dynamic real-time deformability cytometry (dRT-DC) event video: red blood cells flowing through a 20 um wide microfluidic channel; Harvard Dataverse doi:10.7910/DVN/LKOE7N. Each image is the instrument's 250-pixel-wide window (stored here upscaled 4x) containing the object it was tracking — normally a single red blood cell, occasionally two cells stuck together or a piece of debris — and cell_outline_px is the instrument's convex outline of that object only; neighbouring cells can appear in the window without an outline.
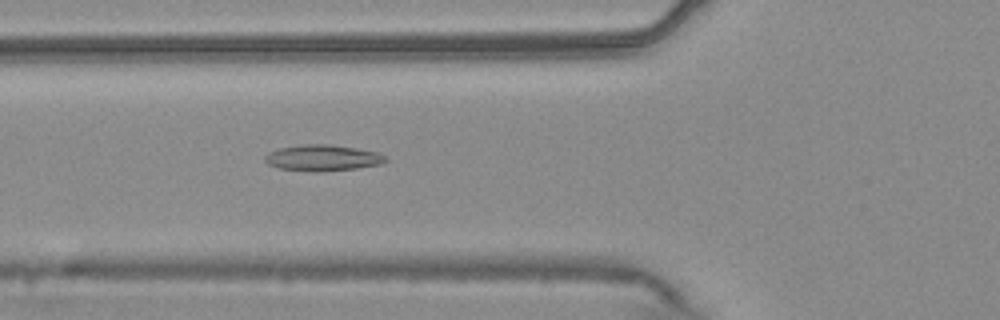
{"species": "common noctule bat (a hibernating species)", "species_latin": "Nyctalus noctula", "temperature_condition": "warm", "stored_images_in_passage": 54, "camera_frame_rate_fps": 3000, "um_per_image_px": 0.085, "animal": {"sex": "male", "body_mass_g": 20.4}, "frame": {"image": 1, "passage_image": 20, "time_ms": 6.333, "image_size_px": [1000, 320], "cell_outline_px": [[388, 160], [380, 164], [356, 168], [320, 172], [280, 168], [268, 164], [264, 160], [264, 156], [268, 152], [280, 148], [300, 144], [328, 144], [356, 148], [376, 152], [384, 156]], "centroid_in_image_um": [27.39, 13.41], "position_along_channel_um": 98.4, "area_um2": 18.21}}
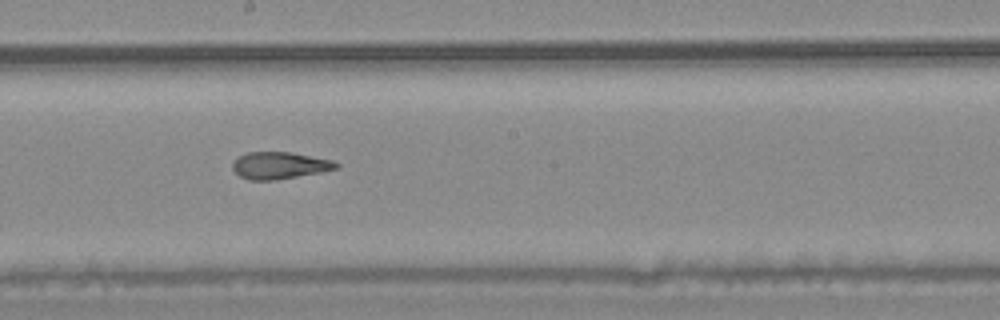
{"frame": {"image": 2, "passage_image": 30, "time_ms": 9.667, "image_size_px": [1000, 320], "cell_outline_px": [[340, 164], [336, 168], [320, 172], [276, 180], [252, 180], [240, 176], [232, 168], [232, 164], [240, 156], [248, 152], [292, 152], [332, 160]], "centroid_in_image_um": [23.77, 14.06], "position_along_channel_um": 224.4, "area_um2": 16.07}}
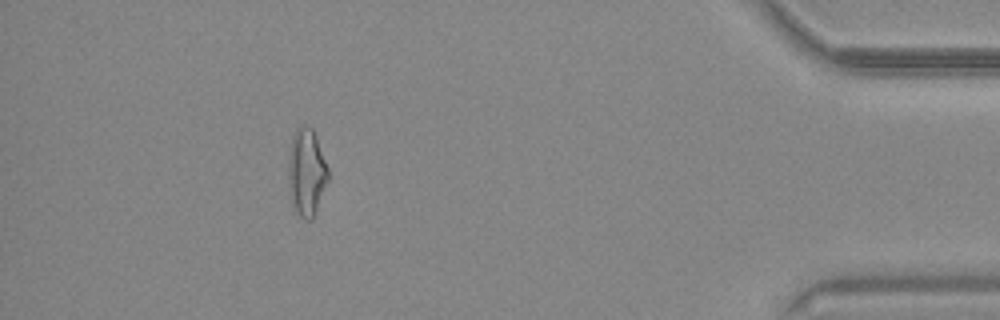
{"frame": {"image": 3, "passage_image": 49, "time_ms": 16.0, "image_size_px": [1000, 320], "cell_outline_px": [[328, 180], [312, 220], [304, 220], [292, 208], [288, 184], [288, 160], [292, 136], [296, 128], [304, 124], [312, 128], [316, 136], [328, 168]], "centroid_in_image_um": [26.03, 14.65], "position_along_channel_um": 409.2, "area_um2": 20.4}, "authors_computed_cell_mechanics": {"area_um2": 18.0914, "velocity_mm_per_s": 3.7688, "shape_relaxation_time_tau1_ms": null, "shape_relaxation_time_tau2_ms": 2.7055, "deformation_change_tau1": null, "deformation_change_tau2": 0.086}}